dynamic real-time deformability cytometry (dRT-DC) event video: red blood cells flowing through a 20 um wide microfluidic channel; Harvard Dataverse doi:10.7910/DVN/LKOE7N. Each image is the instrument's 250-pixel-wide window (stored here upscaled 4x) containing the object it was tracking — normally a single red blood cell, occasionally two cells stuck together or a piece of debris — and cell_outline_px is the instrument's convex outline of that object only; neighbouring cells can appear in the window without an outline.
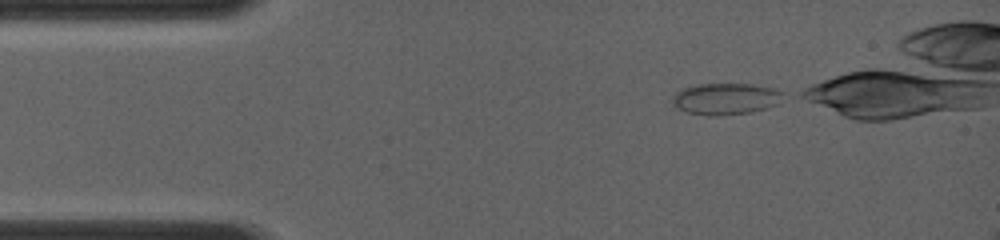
{"species": "common noctule bat (a hibernating species)", "species_latin": "Nyctalus noctula", "temperature_condition": "room temperature", "stored_images_in_passage": 4, "camera_frame_rate_fps": 4000, "um_per_image_px": 0.085, "animal": {"sex": "female", "body_mass_g": 19.0, "forearm_length_mm": 56.7}, "frame": {"image": 1, "passage_image": 1, "time_ms": 0.0, "image_size_px": [1000, 240], "cell_outline_px": [[788, 96], [780, 104], [768, 108], [752, 112], [716, 116], [708, 116], [688, 112], [672, 104], [672, 96], [680, 88], [692, 84], [752, 84], [776, 88], [784, 92]], "centroid_in_image_um": [61.76, 8.39], "position_along_channel_um": 23.2, "area_um2": 20.98}}